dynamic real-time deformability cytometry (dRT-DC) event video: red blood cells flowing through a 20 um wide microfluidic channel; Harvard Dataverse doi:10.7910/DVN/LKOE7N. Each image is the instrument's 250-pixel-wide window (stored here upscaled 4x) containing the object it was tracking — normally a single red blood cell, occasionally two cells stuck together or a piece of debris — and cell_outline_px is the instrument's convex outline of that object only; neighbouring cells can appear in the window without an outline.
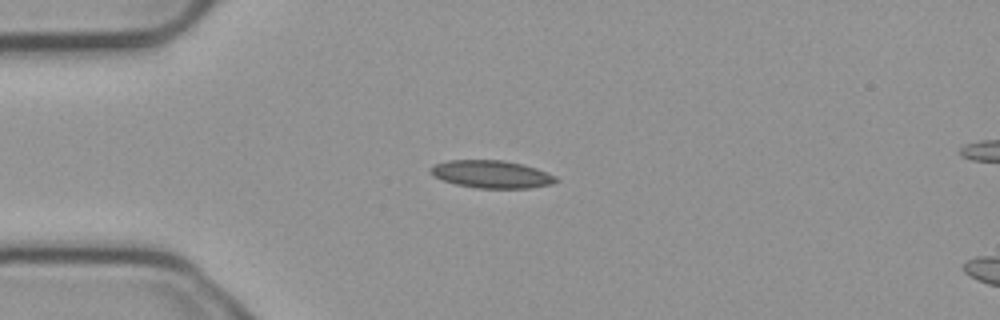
{"species": "common noctule bat (a hibernating species)", "species_latin": "Nyctalus noctula", "temperature_condition": "cold", "stored_images_in_passage": 6, "camera_frame_rate_fps": 3000, "um_per_image_px": 0.085, "animal": {"sex": "male", "body_mass_g": 23.1, "forearm_length_mm": 52.7}, "frame": {"image": 1, "passage_image": 2, "time_ms": 0.333, "image_size_px": [1000, 320], "cell_outline_px": [[560, 180], [552, 184], [528, 188], [476, 188], [456, 184], [432, 176], [432, 164], [448, 160], [504, 160], [524, 164], [536, 168], [556, 176]], "centroid_in_image_um": [41.8, 14.8], "position_along_channel_um": 43.2, "area_um2": 20.23}}
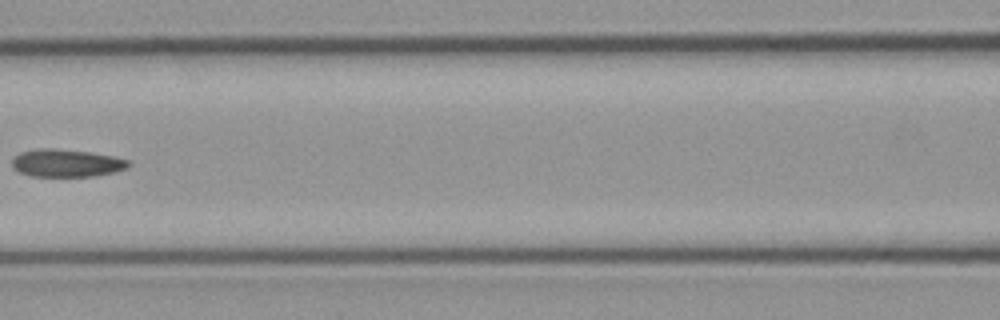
{"frame": {"image": 2, "passage_image": 5, "time_ms": 1.333, "image_size_px": [1000, 320], "cell_outline_px": [[132, 164], [128, 168], [96, 176], [28, 176], [12, 168], [12, 160], [20, 152], [40, 148], [52, 148], [88, 152], [112, 156], [128, 160]], "centroid_in_image_um": [5.64, 13.86], "position_along_channel_um": 161.0, "area_um2": 18.73}}
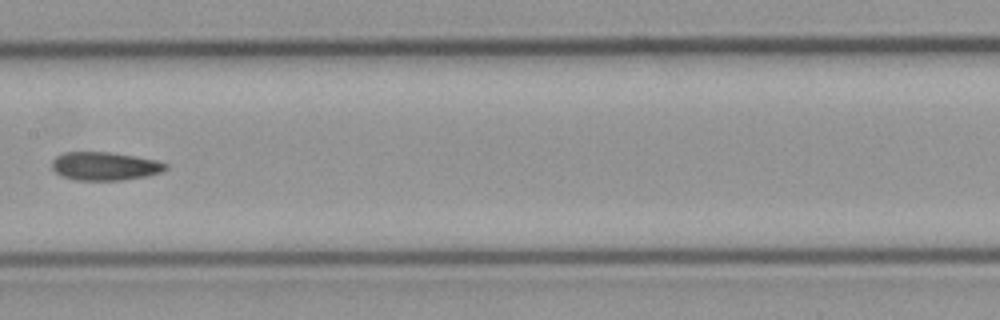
{"frame": {"image": 3, "passage_image": 6, "time_ms": 1.667, "image_size_px": [1000, 320], "cell_outline_px": [[168, 168], [160, 172], [148, 176], [124, 180], [76, 180], [60, 176], [52, 168], [52, 160], [56, 156], [64, 152], [108, 152], [156, 160], [168, 164]], "centroid_in_image_um": [8.89, 14.13], "position_along_channel_um": 198.5, "area_um2": 18.79}}